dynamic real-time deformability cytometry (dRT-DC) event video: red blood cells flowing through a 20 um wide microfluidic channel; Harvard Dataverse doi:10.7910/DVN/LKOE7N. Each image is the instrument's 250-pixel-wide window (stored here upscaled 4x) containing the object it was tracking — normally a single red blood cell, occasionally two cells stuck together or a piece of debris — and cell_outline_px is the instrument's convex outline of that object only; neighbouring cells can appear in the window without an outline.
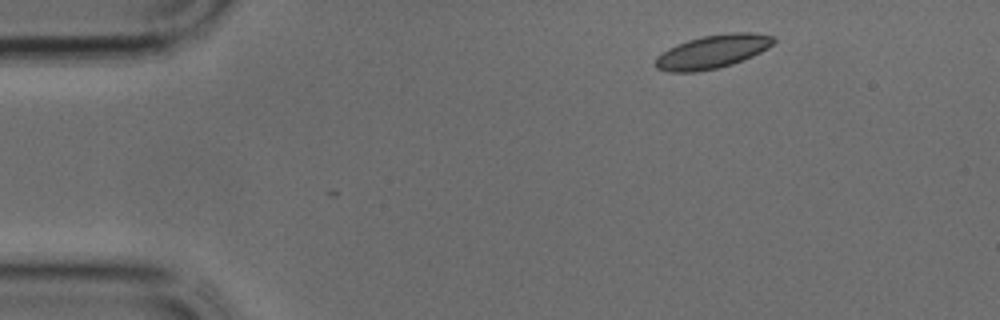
{"species": "common noctule bat (a hibernating species)", "species_latin": "Nyctalus noctula", "temperature_condition": "cold", "stored_images_in_passage": 2, "camera_frame_rate_fps": 3000, "um_per_image_px": 0.085, "animal": {"sex": "male", "body_mass_g": 17.9, "forearm_length_mm": 54.2}, "frame": {"image": 1, "passage_image": 1, "time_ms": 0.0, "image_size_px": [1000, 320], "cell_outline_px": [[776, 40], [768, 48], [744, 60], [732, 64], [716, 68], [696, 72], [668, 72], [656, 68], [652, 64], [656, 56], [668, 48], [676, 44], [688, 40], [704, 36], [732, 32], [752, 32], [776, 36]], "centroid_in_image_um": [60.54, 4.39], "position_along_channel_um": 24.5, "area_um2": 23.24}}